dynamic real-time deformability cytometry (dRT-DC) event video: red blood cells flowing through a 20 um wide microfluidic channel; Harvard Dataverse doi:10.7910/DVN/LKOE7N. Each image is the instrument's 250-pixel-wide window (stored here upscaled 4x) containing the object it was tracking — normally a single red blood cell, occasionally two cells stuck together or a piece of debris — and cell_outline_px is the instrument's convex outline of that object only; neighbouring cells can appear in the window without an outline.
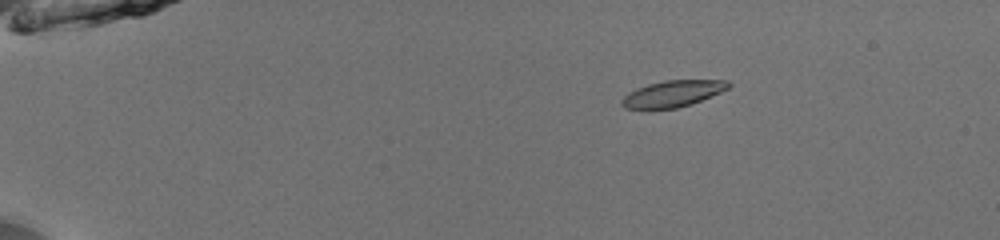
{"species": "common noctule bat (a hibernating species)", "species_latin": "Nyctalus noctula", "temperature_condition": "room temperature", "stored_images_in_passage": 44, "camera_frame_rate_fps": 3000, "um_per_image_px": 0.085, "animal": {"sex": "male", "body_mass_g": 13.0, "forearm_length_mm": 53.1}, "frame": {"image": 1, "passage_image": 1, "time_ms": 0.0, "image_size_px": [1000, 240], "cell_outline_px": [[732, 84], [728, 88], [720, 92], [700, 100], [676, 108], [624, 108], [620, 104], [620, 100], [628, 92], [648, 84], [668, 80], [728, 80]], "centroid_in_image_um": [57.16, 7.95], "position_along_channel_um": 27.8, "area_um2": 16.07}}
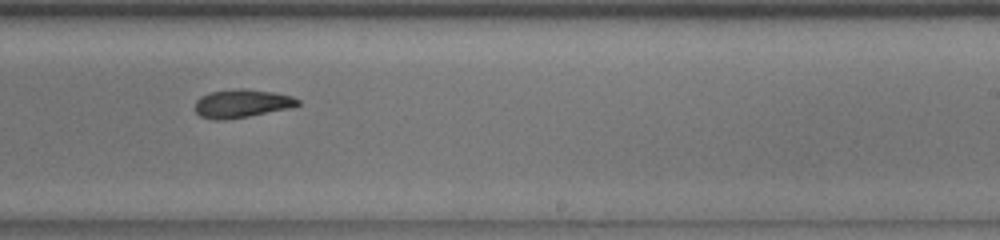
{"frame": {"image": 2, "passage_image": 26, "time_ms": 8.333, "image_size_px": [1000, 240], "cell_outline_px": [[300, 104], [292, 108], [248, 116], [224, 120], [212, 120], [200, 116], [196, 112], [196, 100], [200, 96], [208, 92], [236, 88], [244, 88], [272, 92], [292, 96], [300, 100]], "centroid_in_image_um": [20.55, 8.79], "position_along_channel_um": 268.5, "area_um2": 17.11}}
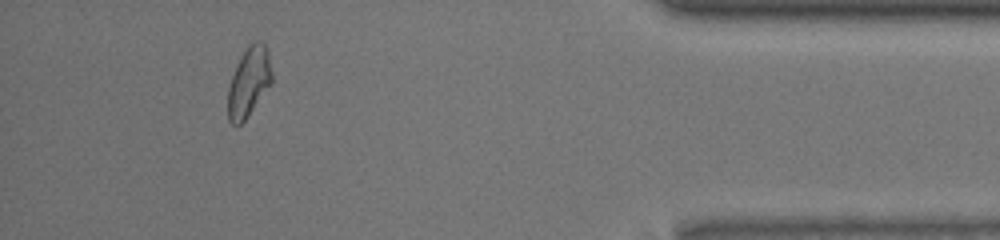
{"frame": {"image": 3, "passage_image": 40, "time_ms": 13.0, "image_size_px": [1000, 240], "cell_outline_px": [[272, 84], [248, 116], [240, 124], [232, 124], [228, 120], [228, 88], [232, 76], [248, 44], [256, 40], [260, 40], [264, 44], [268, 52], [272, 72]], "centroid_in_image_um": [21.18, 6.97], "position_along_channel_um": 414.0, "area_um2": 17.69}, "authors_computed_cell_mechanics": {"area_um2": 17.1088, "velocity_mm_per_s": 3.9591, "shape_relaxation_time_tau1_ms": null, "shape_relaxation_time_tau2_ms": 4.385, "deformation_change_tau1": null, "deformation_change_tau2": 0.1206}}